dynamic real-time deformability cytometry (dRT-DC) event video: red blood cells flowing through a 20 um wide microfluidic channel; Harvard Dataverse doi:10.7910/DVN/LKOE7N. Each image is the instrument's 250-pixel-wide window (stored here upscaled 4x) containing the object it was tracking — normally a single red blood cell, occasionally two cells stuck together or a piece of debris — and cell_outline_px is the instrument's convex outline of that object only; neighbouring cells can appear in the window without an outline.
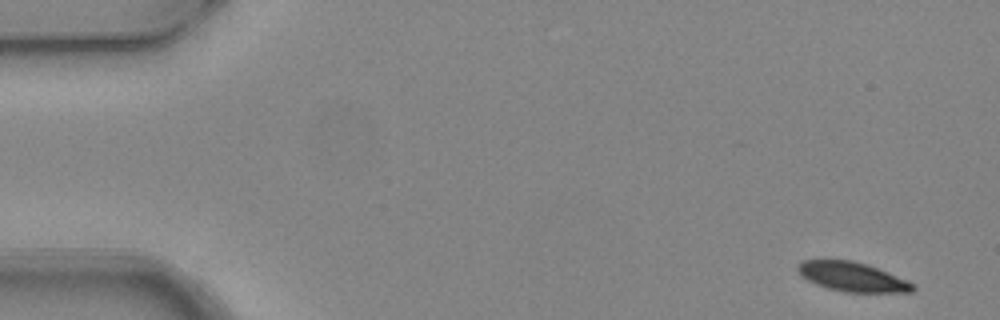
{"species": "common noctule bat (a hibernating species)", "species_latin": "Nyctalus noctula", "temperature_condition": "warm", "stored_images_in_passage": 6, "camera_frame_rate_fps": 3000, "um_per_image_px": 0.085, "animal": {"sex": "female", "body_mass_g": 24.6, "forearm_length_mm": 56.2}, "frame": {"image": 1, "passage_image": 1, "time_ms": 0.0, "image_size_px": [1000, 320], "cell_outline_px": [[916, 288], [912, 292], [844, 292], [828, 288], [816, 284], [808, 280], [796, 268], [800, 260], [852, 260], [868, 264], [908, 280], [916, 284]], "centroid_in_image_um": [72.49, 23.53], "position_along_channel_um": 12.5, "area_um2": 19.71}}
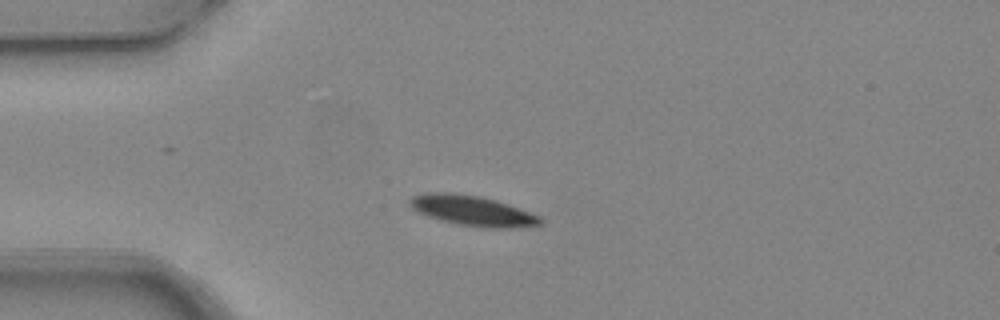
{"frame": {"image": 2, "passage_image": 4, "time_ms": 1.0, "image_size_px": [1000, 320], "cell_outline_px": [[544, 220], [540, 224], [516, 228], [484, 228], [460, 224], [440, 220], [428, 216], [412, 208], [408, 204], [408, 200], [412, 196], [428, 192], [452, 192], [480, 196], [496, 200], [520, 208], [540, 216]], "centroid_in_image_um": [40.17, 17.9], "position_along_channel_um": 44.8, "area_um2": 23.06}}
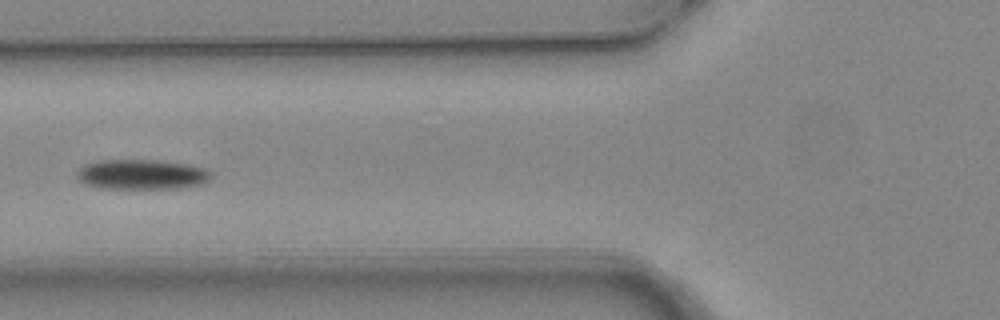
{"frame": {"image": 3, "passage_image": 6, "time_ms": 1.667, "image_size_px": [1000, 320], "cell_outline_px": [[212, 176], [208, 180], [200, 184], [176, 188], [100, 188], [84, 184], [76, 176], [76, 172], [84, 164], [96, 160], [160, 160], [188, 164], [204, 168], [212, 172]], "centroid_in_image_um": [12.01, 14.81], "position_along_channel_um": 113.8, "area_um2": 23.52}}